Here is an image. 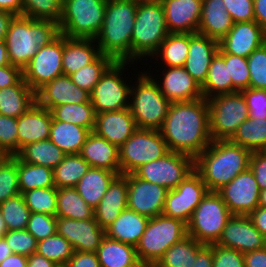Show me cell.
<instances>
[{
  "label": "cell",
  "mask_w": 266,
  "mask_h": 267,
  "mask_svg": "<svg viewBox=\"0 0 266 267\" xmlns=\"http://www.w3.org/2000/svg\"><path fill=\"white\" fill-rule=\"evenodd\" d=\"M95 43V39L67 38L63 35V74L70 76L94 62L101 55Z\"/></svg>",
  "instance_id": "cell-29"
},
{
  "label": "cell",
  "mask_w": 266,
  "mask_h": 267,
  "mask_svg": "<svg viewBox=\"0 0 266 267\" xmlns=\"http://www.w3.org/2000/svg\"><path fill=\"white\" fill-rule=\"evenodd\" d=\"M149 219L127 208L105 229V234L111 239L136 247L145 232Z\"/></svg>",
  "instance_id": "cell-31"
},
{
  "label": "cell",
  "mask_w": 266,
  "mask_h": 267,
  "mask_svg": "<svg viewBox=\"0 0 266 267\" xmlns=\"http://www.w3.org/2000/svg\"><path fill=\"white\" fill-rule=\"evenodd\" d=\"M231 216L221 195L208 191L187 223L188 235L202 244H214Z\"/></svg>",
  "instance_id": "cell-9"
},
{
  "label": "cell",
  "mask_w": 266,
  "mask_h": 267,
  "mask_svg": "<svg viewBox=\"0 0 266 267\" xmlns=\"http://www.w3.org/2000/svg\"><path fill=\"white\" fill-rule=\"evenodd\" d=\"M212 140H230L237 128L249 118L242 92L216 95L207 99Z\"/></svg>",
  "instance_id": "cell-10"
},
{
  "label": "cell",
  "mask_w": 266,
  "mask_h": 267,
  "mask_svg": "<svg viewBox=\"0 0 266 267\" xmlns=\"http://www.w3.org/2000/svg\"><path fill=\"white\" fill-rule=\"evenodd\" d=\"M226 11L232 17L234 23L236 22H250L254 21L253 0H223Z\"/></svg>",
  "instance_id": "cell-58"
},
{
  "label": "cell",
  "mask_w": 266,
  "mask_h": 267,
  "mask_svg": "<svg viewBox=\"0 0 266 267\" xmlns=\"http://www.w3.org/2000/svg\"><path fill=\"white\" fill-rule=\"evenodd\" d=\"M161 69H163V77L157 78L161 82L156 78L154 80L157 82L160 92L170 102L204 98L200 84L192 78L184 67H163Z\"/></svg>",
  "instance_id": "cell-21"
},
{
  "label": "cell",
  "mask_w": 266,
  "mask_h": 267,
  "mask_svg": "<svg viewBox=\"0 0 266 267\" xmlns=\"http://www.w3.org/2000/svg\"><path fill=\"white\" fill-rule=\"evenodd\" d=\"M203 245L187 235L167 249L153 267H192L196 261L197 251Z\"/></svg>",
  "instance_id": "cell-40"
},
{
  "label": "cell",
  "mask_w": 266,
  "mask_h": 267,
  "mask_svg": "<svg viewBox=\"0 0 266 267\" xmlns=\"http://www.w3.org/2000/svg\"><path fill=\"white\" fill-rule=\"evenodd\" d=\"M134 267H147L145 264H143V263H141V262H139L136 266H134Z\"/></svg>",
  "instance_id": "cell-74"
},
{
  "label": "cell",
  "mask_w": 266,
  "mask_h": 267,
  "mask_svg": "<svg viewBox=\"0 0 266 267\" xmlns=\"http://www.w3.org/2000/svg\"><path fill=\"white\" fill-rule=\"evenodd\" d=\"M36 102V93L23 78L14 86L0 89V114L19 118Z\"/></svg>",
  "instance_id": "cell-32"
},
{
  "label": "cell",
  "mask_w": 266,
  "mask_h": 267,
  "mask_svg": "<svg viewBox=\"0 0 266 267\" xmlns=\"http://www.w3.org/2000/svg\"><path fill=\"white\" fill-rule=\"evenodd\" d=\"M217 192L232 215H249L259 206L260 189L249 167Z\"/></svg>",
  "instance_id": "cell-16"
},
{
  "label": "cell",
  "mask_w": 266,
  "mask_h": 267,
  "mask_svg": "<svg viewBox=\"0 0 266 267\" xmlns=\"http://www.w3.org/2000/svg\"><path fill=\"white\" fill-rule=\"evenodd\" d=\"M90 165L80 154L65 155L64 159L53 169L54 186L75 187L85 175Z\"/></svg>",
  "instance_id": "cell-43"
},
{
  "label": "cell",
  "mask_w": 266,
  "mask_h": 267,
  "mask_svg": "<svg viewBox=\"0 0 266 267\" xmlns=\"http://www.w3.org/2000/svg\"><path fill=\"white\" fill-rule=\"evenodd\" d=\"M56 267H68L66 264L57 265Z\"/></svg>",
  "instance_id": "cell-76"
},
{
  "label": "cell",
  "mask_w": 266,
  "mask_h": 267,
  "mask_svg": "<svg viewBox=\"0 0 266 267\" xmlns=\"http://www.w3.org/2000/svg\"><path fill=\"white\" fill-rule=\"evenodd\" d=\"M81 157L90 167H97L121 175L119 164V147L90 132L82 146Z\"/></svg>",
  "instance_id": "cell-28"
},
{
  "label": "cell",
  "mask_w": 266,
  "mask_h": 267,
  "mask_svg": "<svg viewBox=\"0 0 266 267\" xmlns=\"http://www.w3.org/2000/svg\"><path fill=\"white\" fill-rule=\"evenodd\" d=\"M0 267H27V257L19 254L9 255L0 263Z\"/></svg>",
  "instance_id": "cell-68"
},
{
  "label": "cell",
  "mask_w": 266,
  "mask_h": 267,
  "mask_svg": "<svg viewBox=\"0 0 266 267\" xmlns=\"http://www.w3.org/2000/svg\"><path fill=\"white\" fill-rule=\"evenodd\" d=\"M169 152L160 130L140 129L119 147L122 175L133 173L141 165L165 156Z\"/></svg>",
  "instance_id": "cell-11"
},
{
  "label": "cell",
  "mask_w": 266,
  "mask_h": 267,
  "mask_svg": "<svg viewBox=\"0 0 266 267\" xmlns=\"http://www.w3.org/2000/svg\"><path fill=\"white\" fill-rule=\"evenodd\" d=\"M128 185L124 175H117L109 184L107 191L94 209L97 223L106 229L127 209Z\"/></svg>",
  "instance_id": "cell-27"
},
{
  "label": "cell",
  "mask_w": 266,
  "mask_h": 267,
  "mask_svg": "<svg viewBox=\"0 0 266 267\" xmlns=\"http://www.w3.org/2000/svg\"><path fill=\"white\" fill-rule=\"evenodd\" d=\"M17 118L0 114V151L5 156L18 154Z\"/></svg>",
  "instance_id": "cell-53"
},
{
  "label": "cell",
  "mask_w": 266,
  "mask_h": 267,
  "mask_svg": "<svg viewBox=\"0 0 266 267\" xmlns=\"http://www.w3.org/2000/svg\"><path fill=\"white\" fill-rule=\"evenodd\" d=\"M0 10L7 11L16 16L22 15L23 0H0Z\"/></svg>",
  "instance_id": "cell-66"
},
{
  "label": "cell",
  "mask_w": 266,
  "mask_h": 267,
  "mask_svg": "<svg viewBox=\"0 0 266 267\" xmlns=\"http://www.w3.org/2000/svg\"><path fill=\"white\" fill-rule=\"evenodd\" d=\"M215 244L244 254L266 247V238L253 225L248 215H232Z\"/></svg>",
  "instance_id": "cell-18"
},
{
  "label": "cell",
  "mask_w": 266,
  "mask_h": 267,
  "mask_svg": "<svg viewBox=\"0 0 266 267\" xmlns=\"http://www.w3.org/2000/svg\"><path fill=\"white\" fill-rule=\"evenodd\" d=\"M19 194L21 192L18 181L17 155L4 156L0 161V203Z\"/></svg>",
  "instance_id": "cell-49"
},
{
  "label": "cell",
  "mask_w": 266,
  "mask_h": 267,
  "mask_svg": "<svg viewBox=\"0 0 266 267\" xmlns=\"http://www.w3.org/2000/svg\"><path fill=\"white\" fill-rule=\"evenodd\" d=\"M51 113L55 120L82 126L90 132L94 129L96 114L91 101L58 105L51 109Z\"/></svg>",
  "instance_id": "cell-44"
},
{
  "label": "cell",
  "mask_w": 266,
  "mask_h": 267,
  "mask_svg": "<svg viewBox=\"0 0 266 267\" xmlns=\"http://www.w3.org/2000/svg\"><path fill=\"white\" fill-rule=\"evenodd\" d=\"M13 252L11 248L7 245L5 238H0V263L9 255H12Z\"/></svg>",
  "instance_id": "cell-71"
},
{
  "label": "cell",
  "mask_w": 266,
  "mask_h": 267,
  "mask_svg": "<svg viewBox=\"0 0 266 267\" xmlns=\"http://www.w3.org/2000/svg\"><path fill=\"white\" fill-rule=\"evenodd\" d=\"M259 206L266 208V189L260 191V195H259Z\"/></svg>",
  "instance_id": "cell-73"
},
{
  "label": "cell",
  "mask_w": 266,
  "mask_h": 267,
  "mask_svg": "<svg viewBox=\"0 0 266 267\" xmlns=\"http://www.w3.org/2000/svg\"><path fill=\"white\" fill-rule=\"evenodd\" d=\"M249 168L258 182L260 191L266 189V152L253 151L249 159Z\"/></svg>",
  "instance_id": "cell-59"
},
{
  "label": "cell",
  "mask_w": 266,
  "mask_h": 267,
  "mask_svg": "<svg viewBox=\"0 0 266 267\" xmlns=\"http://www.w3.org/2000/svg\"><path fill=\"white\" fill-rule=\"evenodd\" d=\"M36 252L55 264L62 265L67 264L74 250L67 239L56 233L53 236L39 241Z\"/></svg>",
  "instance_id": "cell-47"
},
{
  "label": "cell",
  "mask_w": 266,
  "mask_h": 267,
  "mask_svg": "<svg viewBox=\"0 0 266 267\" xmlns=\"http://www.w3.org/2000/svg\"><path fill=\"white\" fill-rule=\"evenodd\" d=\"M266 42V32L256 21L236 22L219 41V48L228 54L247 58Z\"/></svg>",
  "instance_id": "cell-20"
},
{
  "label": "cell",
  "mask_w": 266,
  "mask_h": 267,
  "mask_svg": "<svg viewBox=\"0 0 266 267\" xmlns=\"http://www.w3.org/2000/svg\"><path fill=\"white\" fill-rule=\"evenodd\" d=\"M137 6L138 0H107L103 25L95 41L101 54L115 62H131Z\"/></svg>",
  "instance_id": "cell-3"
},
{
  "label": "cell",
  "mask_w": 266,
  "mask_h": 267,
  "mask_svg": "<svg viewBox=\"0 0 266 267\" xmlns=\"http://www.w3.org/2000/svg\"><path fill=\"white\" fill-rule=\"evenodd\" d=\"M124 176L128 185L127 208L149 218L162 214L168 190L138 178L134 173Z\"/></svg>",
  "instance_id": "cell-17"
},
{
  "label": "cell",
  "mask_w": 266,
  "mask_h": 267,
  "mask_svg": "<svg viewBox=\"0 0 266 267\" xmlns=\"http://www.w3.org/2000/svg\"><path fill=\"white\" fill-rule=\"evenodd\" d=\"M114 62L111 57L101 54L94 62L71 74L70 78L78 87L91 93L101 76Z\"/></svg>",
  "instance_id": "cell-46"
},
{
  "label": "cell",
  "mask_w": 266,
  "mask_h": 267,
  "mask_svg": "<svg viewBox=\"0 0 266 267\" xmlns=\"http://www.w3.org/2000/svg\"><path fill=\"white\" fill-rule=\"evenodd\" d=\"M26 230L39 242L57 233V217L31 213Z\"/></svg>",
  "instance_id": "cell-55"
},
{
  "label": "cell",
  "mask_w": 266,
  "mask_h": 267,
  "mask_svg": "<svg viewBox=\"0 0 266 267\" xmlns=\"http://www.w3.org/2000/svg\"><path fill=\"white\" fill-rule=\"evenodd\" d=\"M56 217L87 220L94 217V209L79 195L75 187L57 189Z\"/></svg>",
  "instance_id": "cell-38"
},
{
  "label": "cell",
  "mask_w": 266,
  "mask_h": 267,
  "mask_svg": "<svg viewBox=\"0 0 266 267\" xmlns=\"http://www.w3.org/2000/svg\"><path fill=\"white\" fill-rule=\"evenodd\" d=\"M160 132L169 151L198 157L212 142L207 100L171 102Z\"/></svg>",
  "instance_id": "cell-1"
},
{
  "label": "cell",
  "mask_w": 266,
  "mask_h": 267,
  "mask_svg": "<svg viewBox=\"0 0 266 267\" xmlns=\"http://www.w3.org/2000/svg\"><path fill=\"white\" fill-rule=\"evenodd\" d=\"M17 170L20 192L54 187L53 169L42 165H34L23 162L17 156Z\"/></svg>",
  "instance_id": "cell-41"
},
{
  "label": "cell",
  "mask_w": 266,
  "mask_h": 267,
  "mask_svg": "<svg viewBox=\"0 0 266 267\" xmlns=\"http://www.w3.org/2000/svg\"><path fill=\"white\" fill-rule=\"evenodd\" d=\"M101 267H134L140 261L136 247L105 236L96 251Z\"/></svg>",
  "instance_id": "cell-34"
},
{
  "label": "cell",
  "mask_w": 266,
  "mask_h": 267,
  "mask_svg": "<svg viewBox=\"0 0 266 267\" xmlns=\"http://www.w3.org/2000/svg\"><path fill=\"white\" fill-rule=\"evenodd\" d=\"M168 34L161 1H138L131 37V62L151 58Z\"/></svg>",
  "instance_id": "cell-5"
},
{
  "label": "cell",
  "mask_w": 266,
  "mask_h": 267,
  "mask_svg": "<svg viewBox=\"0 0 266 267\" xmlns=\"http://www.w3.org/2000/svg\"><path fill=\"white\" fill-rule=\"evenodd\" d=\"M90 131L75 124L61 122L52 117L49 139L66 155L80 154Z\"/></svg>",
  "instance_id": "cell-35"
},
{
  "label": "cell",
  "mask_w": 266,
  "mask_h": 267,
  "mask_svg": "<svg viewBox=\"0 0 266 267\" xmlns=\"http://www.w3.org/2000/svg\"><path fill=\"white\" fill-rule=\"evenodd\" d=\"M0 211L8 230H24L27 228L31 211L27 207L22 194L0 203Z\"/></svg>",
  "instance_id": "cell-45"
},
{
  "label": "cell",
  "mask_w": 266,
  "mask_h": 267,
  "mask_svg": "<svg viewBox=\"0 0 266 267\" xmlns=\"http://www.w3.org/2000/svg\"><path fill=\"white\" fill-rule=\"evenodd\" d=\"M230 141L251 152L264 151L266 149V120L248 118L239 125Z\"/></svg>",
  "instance_id": "cell-42"
},
{
  "label": "cell",
  "mask_w": 266,
  "mask_h": 267,
  "mask_svg": "<svg viewBox=\"0 0 266 267\" xmlns=\"http://www.w3.org/2000/svg\"><path fill=\"white\" fill-rule=\"evenodd\" d=\"M68 267H101L96 252L74 251Z\"/></svg>",
  "instance_id": "cell-60"
},
{
  "label": "cell",
  "mask_w": 266,
  "mask_h": 267,
  "mask_svg": "<svg viewBox=\"0 0 266 267\" xmlns=\"http://www.w3.org/2000/svg\"><path fill=\"white\" fill-rule=\"evenodd\" d=\"M248 217L251 219L253 225L266 238V208L258 206Z\"/></svg>",
  "instance_id": "cell-64"
},
{
  "label": "cell",
  "mask_w": 266,
  "mask_h": 267,
  "mask_svg": "<svg viewBox=\"0 0 266 267\" xmlns=\"http://www.w3.org/2000/svg\"><path fill=\"white\" fill-rule=\"evenodd\" d=\"M23 78L22 70L13 65L0 67V89L14 86Z\"/></svg>",
  "instance_id": "cell-61"
},
{
  "label": "cell",
  "mask_w": 266,
  "mask_h": 267,
  "mask_svg": "<svg viewBox=\"0 0 266 267\" xmlns=\"http://www.w3.org/2000/svg\"><path fill=\"white\" fill-rule=\"evenodd\" d=\"M255 20L266 32V0H253Z\"/></svg>",
  "instance_id": "cell-65"
},
{
  "label": "cell",
  "mask_w": 266,
  "mask_h": 267,
  "mask_svg": "<svg viewBox=\"0 0 266 267\" xmlns=\"http://www.w3.org/2000/svg\"><path fill=\"white\" fill-rule=\"evenodd\" d=\"M138 129L129 108L96 114L93 132L120 147Z\"/></svg>",
  "instance_id": "cell-24"
},
{
  "label": "cell",
  "mask_w": 266,
  "mask_h": 267,
  "mask_svg": "<svg viewBox=\"0 0 266 267\" xmlns=\"http://www.w3.org/2000/svg\"><path fill=\"white\" fill-rule=\"evenodd\" d=\"M116 176L113 171L90 167L75 188L84 201L95 209Z\"/></svg>",
  "instance_id": "cell-33"
},
{
  "label": "cell",
  "mask_w": 266,
  "mask_h": 267,
  "mask_svg": "<svg viewBox=\"0 0 266 267\" xmlns=\"http://www.w3.org/2000/svg\"><path fill=\"white\" fill-rule=\"evenodd\" d=\"M218 52L225 58L226 65H228L229 77H231L233 84V92H241L250 88V73L247 58L224 53L220 48Z\"/></svg>",
  "instance_id": "cell-51"
},
{
  "label": "cell",
  "mask_w": 266,
  "mask_h": 267,
  "mask_svg": "<svg viewBox=\"0 0 266 267\" xmlns=\"http://www.w3.org/2000/svg\"><path fill=\"white\" fill-rule=\"evenodd\" d=\"M133 62H114L101 76L99 82L90 93V101L95 114L111 111H119L129 108L130 89L122 76L126 66ZM123 73V74H122Z\"/></svg>",
  "instance_id": "cell-12"
},
{
  "label": "cell",
  "mask_w": 266,
  "mask_h": 267,
  "mask_svg": "<svg viewBox=\"0 0 266 267\" xmlns=\"http://www.w3.org/2000/svg\"><path fill=\"white\" fill-rule=\"evenodd\" d=\"M25 203L31 213H43L56 216L57 188H36L23 194Z\"/></svg>",
  "instance_id": "cell-48"
},
{
  "label": "cell",
  "mask_w": 266,
  "mask_h": 267,
  "mask_svg": "<svg viewBox=\"0 0 266 267\" xmlns=\"http://www.w3.org/2000/svg\"><path fill=\"white\" fill-rule=\"evenodd\" d=\"M57 233L67 239L74 251L96 252L106 236L95 218L73 220L57 217Z\"/></svg>",
  "instance_id": "cell-19"
},
{
  "label": "cell",
  "mask_w": 266,
  "mask_h": 267,
  "mask_svg": "<svg viewBox=\"0 0 266 267\" xmlns=\"http://www.w3.org/2000/svg\"><path fill=\"white\" fill-rule=\"evenodd\" d=\"M207 193L206 184L194 170L175 189L168 190L162 214L188 223Z\"/></svg>",
  "instance_id": "cell-15"
},
{
  "label": "cell",
  "mask_w": 266,
  "mask_h": 267,
  "mask_svg": "<svg viewBox=\"0 0 266 267\" xmlns=\"http://www.w3.org/2000/svg\"><path fill=\"white\" fill-rule=\"evenodd\" d=\"M201 90L206 100L216 95L233 93L228 65H226L225 58L219 52L211 60L206 81L201 86Z\"/></svg>",
  "instance_id": "cell-37"
},
{
  "label": "cell",
  "mask_w": 266,
  "mask_h": 267,
  "mask_svg": "<svg viewBox=\"0 0 266 267\" xmlns=\"http://www.w3.org/2000/svg\"><path fill=\"white\" fill-rule=\"evenodd\" d=\"M249 110V118L266 120V89L247 88L241 91Z\"/></svg>",
  "instance_id": "cell-56"
},
{
  "label": "cell",
  "mask_w": 266,
  "mask_h": 267,
  "mask_svg": "<svg viewBox=\"0 0 266 267\" xmlns=\"http://www.w3.org/2000/svg\"><path fill=\"white\" fill-rule=\"evenodd\" d=\"M8 232L5 221L0 211V238H3L4 235Z\"/></svg>",
  "instance_id": "cell-72"
},
{
  "label": "cell",
  "mask_w": 266,
  "mask_h": 267,
  "mask_svg": "<svg viewBox=\"0 0 266 267\" xmlns=\"http://www.w3.org/2000/svg\"><path fill=\"white\" fill-rule=\"evenodd\" d=\"M52 117L51 110L35 102L17 118L18 153L27 144L49 139Z\"/></svg>",
  "instance_id": "cell-26"
},
{
  "label": "cell",
  "mask_w": 266,
  "mask_h": 267,
  "mask_svg": "<svg viewBox=\"0 0 266 267\" xmlns=\"http://www.w3.org/2000/svg\"><path fill=\"white\" fill-rule=\"evenodd\" d=\"M243 255L245 267H266V247Z\"/></svg>",
  "instance_id": "cell-62"
},
{
  "label": "cell",
  "mask_w": 266,
  "mask_h": 267,
  "mask_svg": "<svg viewBox=\"0 0 266 267\" xmlns=\"http://www.w3.org/2000/svg\"><path fill=\"white\" fill-rule=\"evenodd\" d=\"M65 155L50 139L27 144L17 154L25 163L42 165L52 169L64 159Z\"/></svg>",
  "instance_id": "cell-39"
},
{
  "label": "cell",
  "mask_w": 266,
  "mask_h": 267,
  "mask_svg": "<svg viewBox=\"0 0 266 267\" xmlns=\"http://www.w3.org/2000/svg\"><path fill=\"white\" fill-rule=\"evenodd\" d=\"M4 238L13 254L29 257L37 251L38 241L26 229L8 230Z\"/></svg>",
  "instance_id": "cell-54"
},
{
  "label": "cell",
  "mask_w": 266,
  "mask_h": 267,
  "mask_svg": "<svg viewBox=\"0 0 266 267\" xmlns=\"http://www.w3.org/2000/svg\"><path fill=\"white\" fill-rule=\"evenodd\" d=\"M56 266L57 264L45 258L44 256L38 254L37 252L27 257V267H56Z\"/></svg>",
  "instance_id": "cell-67"
},
{
  "label": "cell",
  "mask_w": 266,
  "mask_h": 267,
  "mask_svg": "<svg viewBox=\"0 0 266 267\" xmlns=\"http://www.w3.org/2000/svg\"><path fill=\"white\" fill-rule=\"evenodd\" d=\"M250 88L266 89V42L248 57Z\"/></svg>",
  "instance_id": "cell-52"
},
{
  "label": "cell",
  "mask_w": 266,
  "mask_h": 267,
  "mask_svg": "<svg viewBox=\"0 0 266 267\" xmlns=\"http://www.w3.org/2000/svg\"><path fill=\"white\" fill-rule=\"evenodd\" d=\"M251 151L230 140H212L194 159V170L208 191H218L249 167Z\"/></svg>",
  "instance_id": "cell-2"
},
{
  "label": "cell",
  "mask_w": 266,
  "mask_h": 267,
  "mask_svg": "<svg viewBox=\"0 0 266 267\" xmlns=\"http://www.w3.org/2000/svg\"><path fill=\"white\" fill-rule=\"evenodd\" d=\"M5 155L0 151V161L2 160V158L4 157Z\"/></svg>",
  "instance_id": "cell-75"
},
{
  "label": "cell",
  "mask_w": 266,
  "mask_h": 267,
  "mask_svg": "<svg viewBox=\"0 0 266 267\" xmlns=\"http://www.w3.org/2000/svg\"><path fill=\"white\" fill-rule=\"evenodd\" d=\"M188 50L189 33H169L150 60L159 58L160 67H184Z\"/></svg>",
  "instance_id": "cell-36"
},
{
  "label": "cell",
  "mask_w": 266,
  "mask_h": 267,
  "mask_svg": "<svg viewBox=\"0 0 266 267\" xmlns=\"http://www.w3.org/2000/svg\"><path fill=\"white\" fill-rule=\"evenodd\" d=\"M16 15L0 10V40H5L11 21Z\"/></svg>",
  "instance_id": "cell-69"
},
{
  "label": "cell",
  "mask_w": 266,
  "mask_h": 267,
  "mask_svg": "<svg viewBox=\"0 0 266 267\" xmlns=\"http://www.w3.org/2000/svg\"><path fill=\"white\" fill-rule=\"evenodd\" d=\"M169 33H197L202 0H160Z\"/></svg>",
  "instance_id": "cell-23"
},
{
  "label": "cell",
  "mask_w": 266,
  "mask_h": 267,
  "mask_svg": "<svg viewBox=\"0 0 266 267\" xmlns=\"http://www.w3.org/2000/svg\"><path fill=\"white\" fill-rule=\"evenodd\" d=\"M59 34L57 22L15 16L5 38L10 64L23 70L38 49L49 44Z\"/></svg>",
  "instance_id": "cell-4"
},
{
  "label": "cell",
  "mask_w": 266,
  "mask_h": 267,
  "mask_svg": "<svg viewBox=\"0 0 266 267\" xmlns=\"http://www.w3.org/2000/svg\"><path fill=\"white\" fill-rule=\"evenodd\" d=\"M63 0H23L22 15L40 20L59 23L62 16Z\"/></svg>",
  "instance_id": "cell-50"
},
{
  "label": "cell",
  "mask_w": 266,
  "mask_h": 267,
  "mask_svg": "<svg viewBox=\"0 0 266 267\" xmlns=\"http://www.w3.org/2000/svg\"><path fill=\"white\" fill-rule=\"evenodd\" d=\"M187 235L184 221L163 214L152 217L136 246L137 257L147 267H153L167 249Z\"/></svg>",
  "instance_id": "cell-7"
},
{
  "label": "cell",
  "mask_w": 266,
  "mask_h": 267,
  "mask_svg": "<svg viewBox=\"0 0 266 267\" xmlns=\"http://www.w3.org/2000/svg\"><path fill=\"white\" fill-rule=\"evenodd\" d=\"M231 15L223 0H202L198 33L220 41L233 27Z\"/></svg>",
  "instance_id": "cell-30"
},
{
  "label": "cell",
  "mask_w": 266,
  "mask_h": 267,
  "mask_svg": "<svg viewBox=\"0 0 266 267\" xmlns=\"http://www.w3.org/2000/svg\"><path fill=\"white\" fill-rule=\"evenodd\" d=\"M213 267H245L244 255L238 250L212 244Z\"/></svg>",
  "instance_id": "cell-57"
},
{
  "label": "cell",
  "mask_w": 266,
  "mask_h": 267,
  "mask_svg": "<svg viewBox=\"0 0 266 267\" xmlns=\"http://www.w3.org/2000/svg\"><path fill=\"white\" fill-rule=\"evenodd\" d=\"M151 71L141 72L131 83L129 110L140 129L160 130L171 102L160 92Z\"/></svg>",
  "instance_id": "cell-6"
},
{
  "label": "cell",
  "mask_w": 266,
  "mask_h": 267,
  "mask_svg": "<svg viewBox=\"0 0 266 267\" xmlns=\"http://www.w3.org/2000/svg\"><path fill=\"white\" fill-rule=\"evenodd\" d=\"M10 65L5 40H0V67Z\"/></svg>",
  "instance_id": "cell-70"
},
{
  "label": "cell",
  "mask_w": 266,
  "mask_h": 267,
  "mask_svg": "<svg viewBox=\"0 0 266 267\" xmlns=\"http://www.w3.org/2000/svg\"><path fill=\"white\" fill-rule=\"evenodd\" d=\"M192 267H213L212 244L203 245L198 251Z\"/></svg>",
  "instance_id": "cell-63"
},
{
  "label": "cell",
  "mask_w": 266,
  "mask_h": 267,
  "mask_svg": "<svg viewBox=\"0 0 266 267\" xmlns=\"http://www.w3.org/2000/svg\"><path fill=\"white\" fill-rule=\"evenodd\" d=\"M63 34L49 44L40 47L27 66L22 70L23 80L36 93L41 87L63 75Z\"/></svg>",
  "instance_id": "cell-14"
},
{
  "label": "cell",
  "mask_w": 266,
  "mask_h": 267,
  "mask_svg": "<svg viewBox=\"0 0 266 267\" xmlns=\"http://www.w3.org/2000/svg\"><path fill=\"white\" fill-rule=\"evenodd\" d=\"M107 0H63L60 33L67 38L95 39L101 31Z\"/></svg>",
  "instance_id": "cell-8"
},
{
  "label": "cell",
  "mask_w": 266,
  "mask_h": 267,
  "mask_svg": "<svg viewBox=\"0 0 266 267\" xmlns=\"http://www.w3.org/2000/svg\"><path fill=\"white\" fill-rule=\"evenodd\" d=\"M219 49V41L200 33H189V50L185 70L200 86L206 81L212 58Z\"/></svg>",
  "instance_id": "cell-25"
},
{
  "label": "cell",
  "mask_w": 266,
  "mask_h": 267,
  "mask_svg": "<svg viewBox=\"0 0 266 267\" xmlns=\"http://www.w3.org/2000/svg\"><path fill=\"white\" fill-rule=\"evenodd\" d=\"M193 171V157L169 151L158 160L141 165L133 173L145 181L173 190Z\"/></svg>",
  "instance_id": "cell-13"
},
{
  "label": "cell",
  "mask_w": 266,
  "mask_h": 267,
  "mask_svg": "<svg viewBox=\"0 0 266 267\" xmlns=\"http://www.w3.org/2000/svg\"><path fill=\"white\" fill-rule=\"evenodd\" d=\"M36 102L46 109L64 104L90 102V93L78 87L68 75H61L36 92Z\"/></svg>",
  "instance_id": "cell-22"
}]
</instances>
